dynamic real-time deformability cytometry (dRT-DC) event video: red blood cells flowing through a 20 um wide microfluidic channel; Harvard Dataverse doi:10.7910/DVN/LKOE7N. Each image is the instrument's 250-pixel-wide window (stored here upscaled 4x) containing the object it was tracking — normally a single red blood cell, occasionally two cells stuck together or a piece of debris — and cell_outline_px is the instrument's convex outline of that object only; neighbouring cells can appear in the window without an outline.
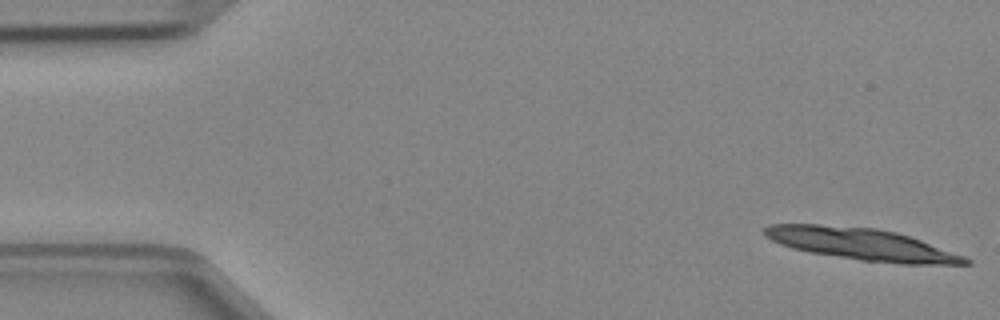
{"species": "Egyptian fruit bat (a non-hibernating species)", "species_latin": "Rousettus aegyptiacus", "temperature_condition": "cold", "stored_images_in_passage": 3, "camera_frame_rate_fps": 3000, "um_per_image_px": 0.085, "animal": {"sex": "female"}, "frame": {"image": 1, "passage_image": 1, "time_ms": 0.0, "image_size_px": [1000, 320], "cell_outline_px": [[972, 264], [900, 264], [860, 260], [808, 252], [792, 248], [780, 244], [764, 236], [760, 232], [760, 228], [768, 224], [820, 224], [876, 228], [896, 232], [920, 240], [964, 256], [972, 260]], "centroid_in_image_um": [73.16, 20.74], "position_along_channel_um": 11.8, "area_um2": 37.4}}